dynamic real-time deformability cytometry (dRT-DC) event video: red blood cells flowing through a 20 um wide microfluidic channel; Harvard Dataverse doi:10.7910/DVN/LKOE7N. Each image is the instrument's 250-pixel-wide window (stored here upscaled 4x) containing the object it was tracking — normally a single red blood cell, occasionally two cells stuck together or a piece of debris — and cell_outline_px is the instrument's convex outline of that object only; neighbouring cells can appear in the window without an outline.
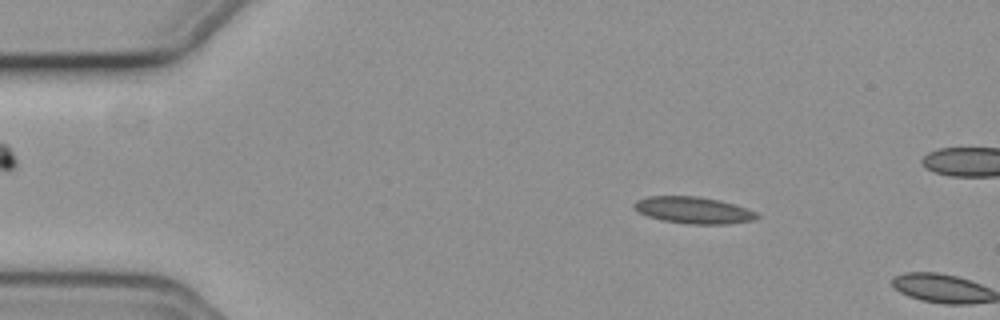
{"species": "common noctule bat (a hibernating species)", "species_latin": "Nyctalus noctula", "temperature_condition": "cold", "stored_images_in_passage": 5, "camera_frame_rate_fps": 3000, "um_per_image_px": 0.085, "animal": {"sex": "female", "body_mass_g": 19.3, "forearm_length_mm": 54.1}, "frame": {"image": 1, "passage_image": 4, "time_ms": 1.0, "image_size_px": [1000, 320], "cell_outline_px": [[760, 216], [752, 220], [728, 224], [688, 224], [660, 220], [636, 212], [632, 204], [636, 200], [648, 196], [700, 196], [720, 200], [756, 212]], "centroid_in_image_um": [58.88, 17.86], "position_along_channel_um": 26.1, "area_um2": 19.19}}